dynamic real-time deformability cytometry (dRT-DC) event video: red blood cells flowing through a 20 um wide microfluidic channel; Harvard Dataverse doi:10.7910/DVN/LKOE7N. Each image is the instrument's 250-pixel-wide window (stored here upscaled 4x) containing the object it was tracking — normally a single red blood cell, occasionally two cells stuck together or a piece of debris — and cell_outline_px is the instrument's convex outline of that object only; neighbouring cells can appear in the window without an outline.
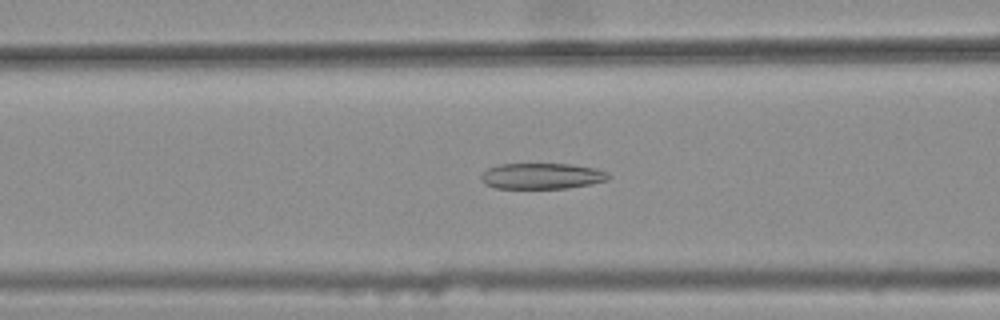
{"species": "common noctule bat (a hibernating species)", "species_latin": "Nyctalus noctula", "temperature_condition": "warm", "stored_images_in_passage": 32, "camera_frame_rate_fps": 3000, "um_per_image_px": 0.085, "animal": {"sex": "female", "body_mass_g": 25.1}, "frame": {"image": 1, "passage_image": 8, "time_ms": 2.333, "image_size_px": [1000, 320], "cell_outline_px": [[612, 176], [608, 180], [592, 184], [568, 188], [496, 188], [484, 184], [480, 180], [480, 176], [488, 168], [500, 164], [568, 164], [596, 168], [608, 172]], "centroid_in_image_um": [46.08, 14.96], "position_along_channel_um": 120.5, "area_um2": 19.36}}
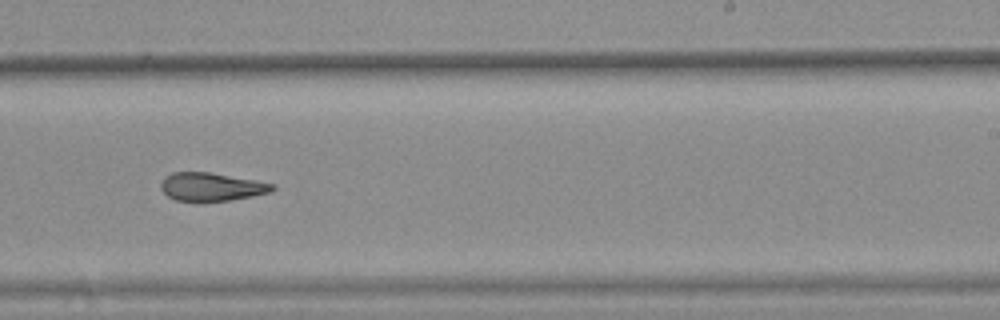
{"frame": {"image": 2, "passage_image": 20, "time_ms": 6.333, "image_size_px": [1000, 320], "cell_outline_px": [[276, 188], [272, 192], [252, 196], [228, 200], [176, 200], [168, 196], [160, 188], [160, 184], [164, 176], [172, 172], [208, 172], [276, 184]], "centroid_in_image_um": [17.97, 15.86], "position_along_channel_um": 271.0, "area_um2": 18.09}}
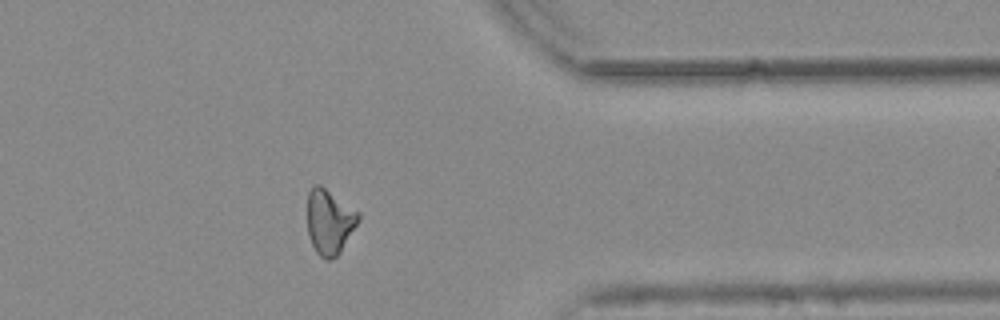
{"frame": {"image": 3, "passage_image": 30, "time_ms": 9.667, "image_size_px": [1000, 320], "cell_outline_px": [[360, 220], [340, 252], [336, 256], [328, 260], [324, 260], [316, 252], [308, 236], [308, 192], [316, 184], [320, 184], [360, 212]], "centroid_in_image_um": [28.02, 18.85], "position_along_channel_um": 383.4, "area_um2": 19.36}, "authors_computed_cell_mechanics": {"area_um2": 19.3052, "velocity_mm_per_s": 3.7642, "shape_relaxation_time_tau1_ms": null, "shape_relaxation_time_tau2_ms": 3.6226, "deformation_change_tau1": null, "deformation_change_tau2": 0.1385}}